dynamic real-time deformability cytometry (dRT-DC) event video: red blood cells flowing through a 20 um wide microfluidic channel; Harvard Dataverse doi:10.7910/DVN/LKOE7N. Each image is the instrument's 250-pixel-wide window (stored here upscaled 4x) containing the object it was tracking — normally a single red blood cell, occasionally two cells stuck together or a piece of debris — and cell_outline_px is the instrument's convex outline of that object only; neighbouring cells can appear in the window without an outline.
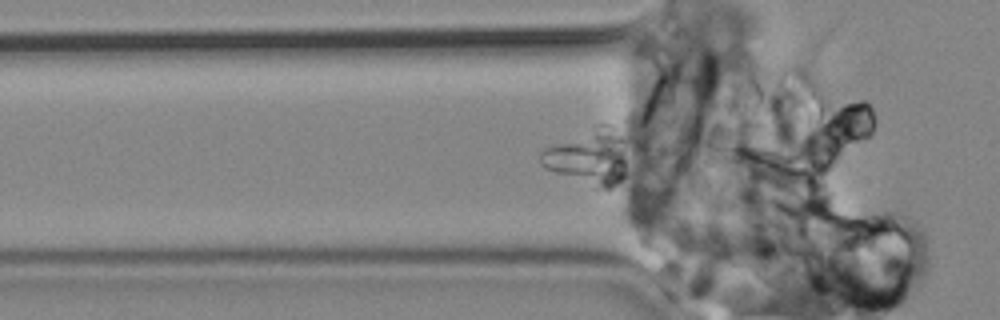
{"species": "common noctule bat (a hibernating species)", "species_latin": "Nyctalus noctula", "temperature_condition": "cold", "stored_images_in_passage": 55, "camera_frame_rate_fps": 3000, "um_per_image_px": 0.085, "animal": {"sex": "male", "body_mass_g": 19.2, "forearm_length_mm": 51.8}, "frame": {"image": 1, "passage_image": 11, "time_ms": 3.333, "image_size_px": [1000, 320], "cell_outline_px": [[616, 180], [600, 180], [556, 172], [544, 168], [540, 164], [540, 148], [552, 144], [588, 144], [600, 148], [608, 156]], "centroid_in_image_um": [49.08, 13.68], "position_along_channel_um": 76.7, "area_um2": 15.03}}
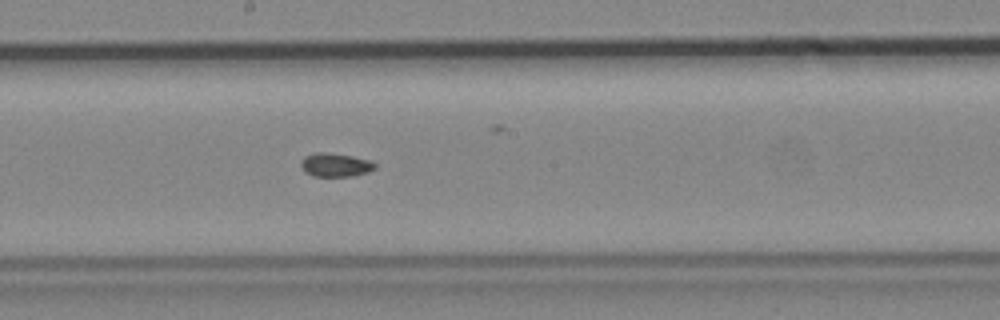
{"frame": {"image": 2, "passage_image": 25, "time_ms": 8.0, "image_size_px": [1000, 320], "cell_outline_px": [[376, 168], [368, 172], [352, 176], [312, 176], [304, 172], [300, 168], [300, 160], [304, 156], [316, 152], [324, 152], [352, 156], [372, 160], [376, 164]], "centroid_in_image_um": [28.48, 14.01], "position_along_channel_um": 219.7, "area_um2": 10.4}}
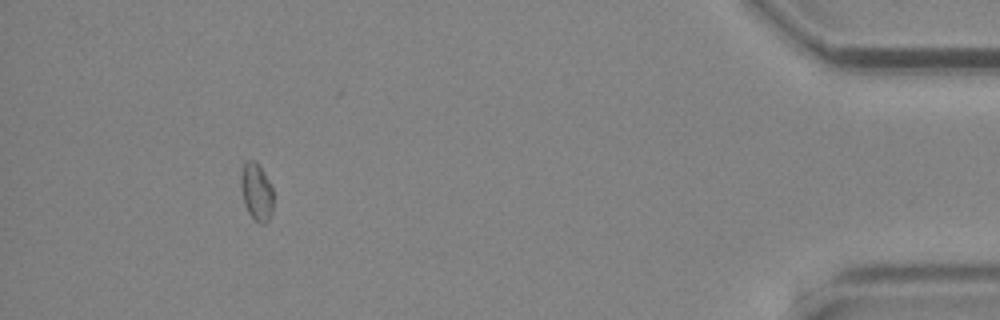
{"frame": {"image": 3, "passage_image": 50, "time_ms": 16.333, "image_size_px": [1000, 320], "cell_outline_px": [[272, 212], [268, 220], [264, 224], [260, 224], [248, 212], [244, 204], [240, 188], [240, 172], [244, 164], [248, 160], [256, 160], [272, 188]], "centroid_in_image_um": [21.77, 16.3], "position_along_channel_um": 413.4, "area_um2": 10.81}}